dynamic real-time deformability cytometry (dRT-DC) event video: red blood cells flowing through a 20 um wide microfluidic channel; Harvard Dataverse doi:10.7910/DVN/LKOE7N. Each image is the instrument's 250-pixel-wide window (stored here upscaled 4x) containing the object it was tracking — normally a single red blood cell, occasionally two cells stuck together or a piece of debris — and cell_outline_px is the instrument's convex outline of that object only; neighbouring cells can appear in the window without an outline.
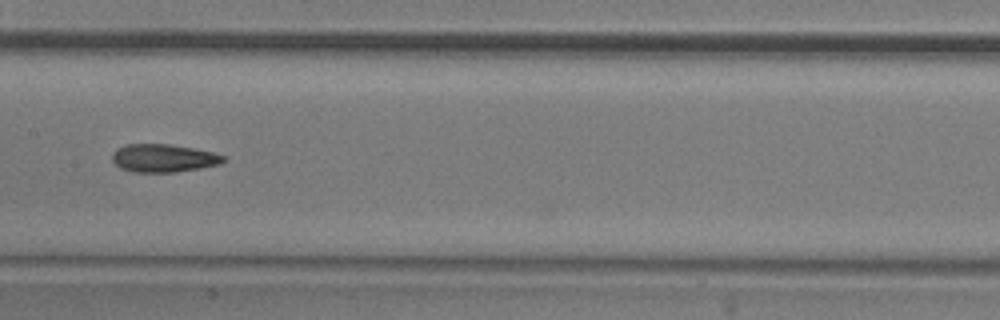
{"species": "common noctule bat (a hibernating species)", "species_latin": "Nyctalus noctula", "temperature_condition": "room temperature", "stored_images_in_passage": 25, "camera_frame_rate_fps": 3000, "um_per_image_px": 0.085, "animal": {"sex": "male", "body_mass_g": 20.5, "forearm_length_mm": 52.5}, "frame": {"image": 1, "passage_image": 14, "time_ms": 4.333, "image_size_px": [1000, 320], "cell_outline_px": [[228, 160], [220, 164], [200, 168], [176, 172], [132, 172], [120, 168], [112, 160], [112, 152], [116, 148], [128, 144], [172, 144], [212, 152], [224, 156]], "centroid_in_image_um": [13.89, 13.44], "position_along_channel_um": 193.5, "area_um2": 18.26}}